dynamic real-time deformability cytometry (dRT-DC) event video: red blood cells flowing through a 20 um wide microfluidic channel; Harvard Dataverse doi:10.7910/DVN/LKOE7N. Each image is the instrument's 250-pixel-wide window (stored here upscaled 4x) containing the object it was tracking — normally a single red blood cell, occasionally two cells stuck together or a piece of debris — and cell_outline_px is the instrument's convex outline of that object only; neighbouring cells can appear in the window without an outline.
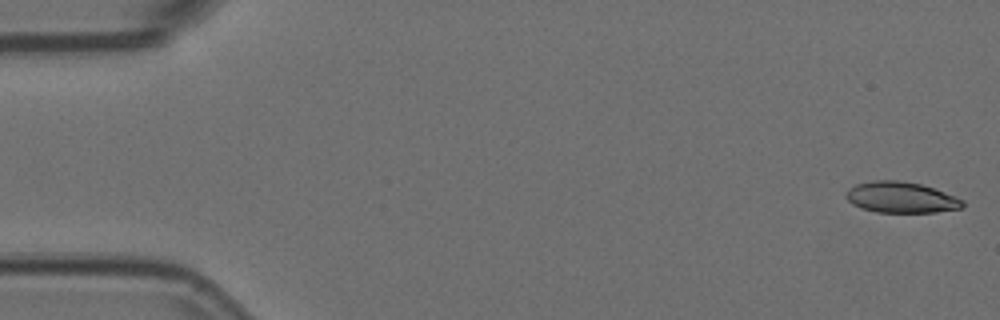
{"species": "Egyptian fruit bat (a non-hibernating species)", "species_latin": "Rousettus aegyptiacus", "temperature_condition": "room temperature", "stored_images_in_passage": 12, "camera_frame_rate_fps": 3000, "um_per_image_px": 0.085, "animal": {"sex": "female"}, "frame": {"image": 1, "passage_image": 1, "time_ms": 0.0, "image_size_px": [1000, 320], "cell_outline_px": [[964, 208], [936, 212], [876, 212], [860, 208], [852, 204], [844, 196], [848, 188], [856, 184], [872, 180], [900, 180], [920, 184], [956, 196], [964, 200]], "centroid_in_image_um": [76.57, 16.78], "position_along_channel_um": 8.4, "area_um2": 21.21}}